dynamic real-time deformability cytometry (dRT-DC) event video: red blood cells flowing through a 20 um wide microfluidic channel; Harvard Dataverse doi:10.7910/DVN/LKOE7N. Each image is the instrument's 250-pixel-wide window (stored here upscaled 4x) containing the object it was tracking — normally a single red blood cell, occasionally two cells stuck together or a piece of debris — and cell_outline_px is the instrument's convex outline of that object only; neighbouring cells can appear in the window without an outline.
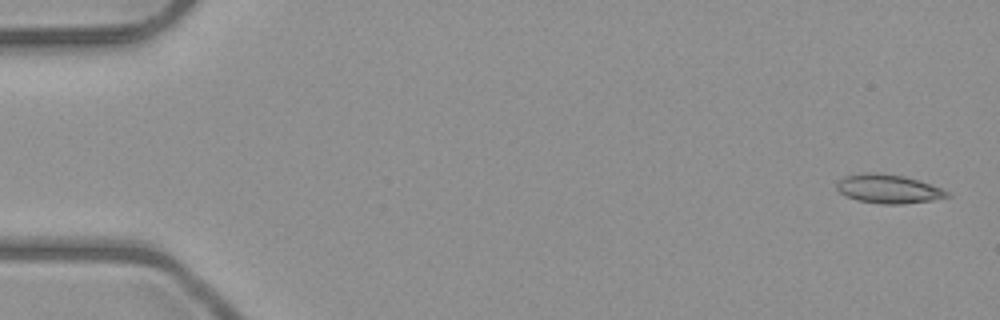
{"species": "common noctule bat (a hibernating species)", "species_latin": "Nyctalus noctula", "temperature_condition": "room temperature", "stored_images_in_passage": 5, "camera_frame_rate_fps": 3000, "um_per_image_px": 0.085, "animal": {"sex": "male", "body_mass_g": 23.1, "forearm_length_mm": 52.7}, "frame": {"image": 1, "passage_image": 1, "time_ms": 0.0, "image_size_px": [1000, 320], "cell_outline_px": [[952, 196], [932, 200], [900, 204], [880, 204], [860, 200], [848, 196], [840, 192], [836, 188], [836, 184], [844, 176], [868, 172], [904, 176], [940, 188], [948, 192]], "centroid_in_image_um": [75.5, 16.06], "position_along_channel_um": 9.5, "area_um2": 18.09}}
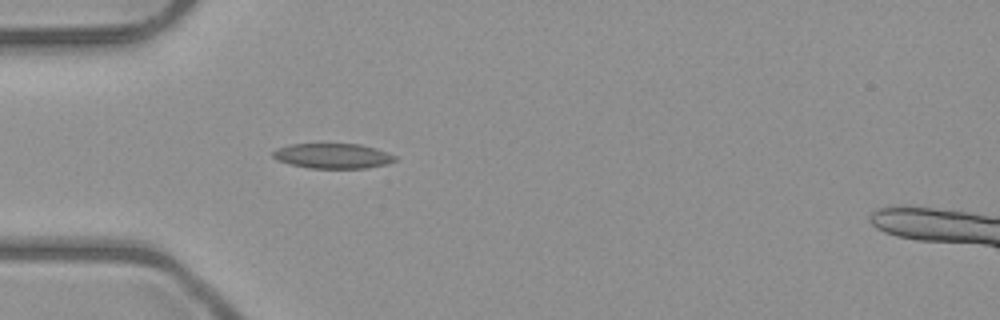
{"frame": {"image": 2, "passage_image": 5, "time_ms": 4.667, "image_size_px": [1000, 320], "cell_outline_px": [[396, 160], [388, 164], [364, 168], [308, 168], [276, 160], [272, 156], [272, 152], [276, 148], [292, 144], [360, 144], [376, 148], [388, 152], [396, 156]], "centroid_in_image_um": [28.3, 13.25], "position_along_channel_um": 56.7, "area_um2": 17.86}}